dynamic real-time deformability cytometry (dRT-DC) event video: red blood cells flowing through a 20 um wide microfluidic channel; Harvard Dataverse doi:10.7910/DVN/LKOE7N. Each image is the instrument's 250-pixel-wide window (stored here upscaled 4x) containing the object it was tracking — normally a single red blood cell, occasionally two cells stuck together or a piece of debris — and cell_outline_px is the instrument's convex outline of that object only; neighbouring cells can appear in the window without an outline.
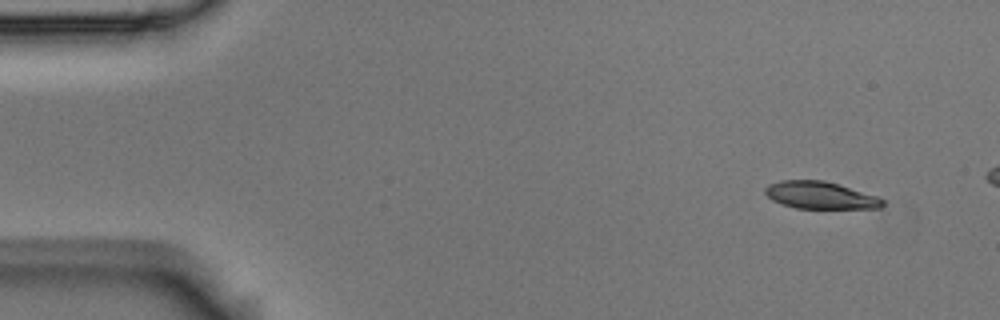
{"species": "Egyptian fruit bat (a non-hibernating species)", "species_latin": "Rousettus aegyptiacus", "temperature_condition": "room temperature", "stored_images_in_passage": 5, "camera_frame_rate_fps": 3000, "um_per_image_px": 0.085, "animal": {"sex": "male"}, "frame": {"image": 1, "passage_image": 1, "time_ms": 0.0, "image_size_px": [1000, 320], "cell_outline_px": [[884, 204], [880, 208], [796, 208], [780, 204], [772, 200], [764, 192], [764, 188], [768, 184], [780, 180], [824, 180], [840, 184], [876, 196], [884, 200]], "centroid_in_image_um": [69.69, 16.59], "position_along_channel_um": 15.3, "area_um2": 18.73}}
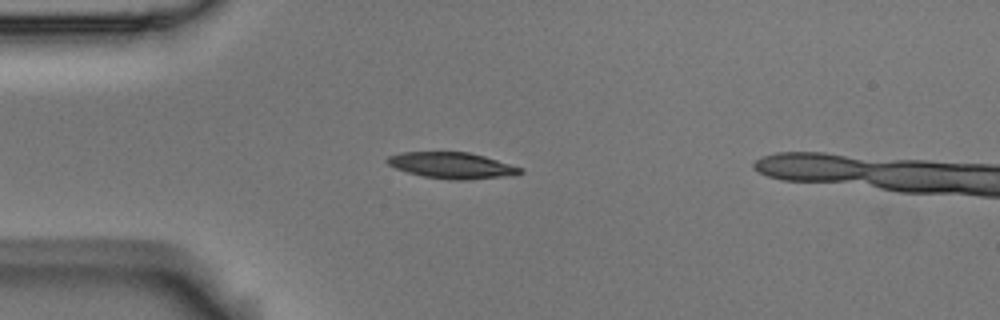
{"frame": {"image": 2, "passage_image": 4, "time_ms": 1.0, "image_size_px": [1000, 320], "cell_outline_px": [[524, 172], [512, 176], [468, 180], [452, 180], [424, 176], [408, 172], [396, 168], [388, 164], [384, 160], [388, 156], [400, 152], [468, 152], [484, 156], [524, 168]], "centroid_in_image_um": [38.45, 14.06], "position_along_channel_um": 46.6, "area_um2": 20.4}}